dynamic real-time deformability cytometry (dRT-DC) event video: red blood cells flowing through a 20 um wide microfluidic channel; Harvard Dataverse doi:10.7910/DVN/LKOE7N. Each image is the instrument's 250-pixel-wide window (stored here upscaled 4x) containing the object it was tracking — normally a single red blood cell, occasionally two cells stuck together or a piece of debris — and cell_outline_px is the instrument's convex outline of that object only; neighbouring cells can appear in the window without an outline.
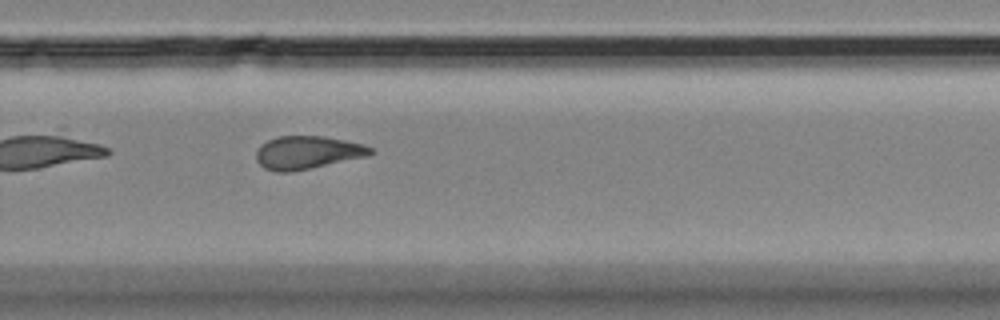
{"species": "Egyptian fruit bat (a non-hibernating species)", "species_latin": "Rousettus aegyptiacus", "temperature_condition": "room temperature", "stored_images_in_passage": 30, "camera_frame_rate_fps": 3000, "um_per_image_px": 0.085, "animal": {"sex": "female"}, "frame": {"image": 1, "passage_image": 21, "time_ms": 6.667, "image_size_px": [1000, 320], "cell_outline_px": [[376, 152], [368, 156], [312, 168], [292, 172], [276, 172], [264, 168], [256, 160], [256, 152], [260, 144], [276, 136], [324, 136], [364, 144], [372, 148]], "centroid_in_image_um": [26.13, 12.97], "position_along_channel_um": 303.7, "area_um2": 22.25}}